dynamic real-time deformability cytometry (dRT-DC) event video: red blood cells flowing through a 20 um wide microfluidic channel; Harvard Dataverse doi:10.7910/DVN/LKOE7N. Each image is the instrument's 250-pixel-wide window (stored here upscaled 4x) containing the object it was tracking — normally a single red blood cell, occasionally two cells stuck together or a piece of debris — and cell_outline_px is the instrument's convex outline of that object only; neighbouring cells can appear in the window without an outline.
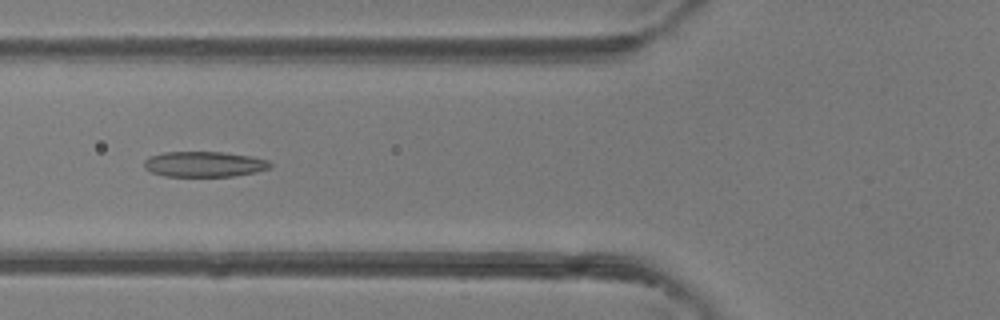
{"species": "common noctule bat (a hibernating species)", "species_latin": "Nyctalus noctula", "temperature_condition": "room temperature", "stored_images_in_passage": 46, "camera_frame_rate_fps": 3000, "um_per_image_px": 0.085, "animal": {"sex": "female"}, "frame": {"image": 1, "passage_image": 18, "time_ms": 5.667, "image_size_px": [1000, 320], "cell_outline_px": [[272, 168], [256, 172], [232, 176], [164, 176], [152, 172], [144, 168], [144, 160], [148, 156], [164, 152], [224, 152], [252, 156], [268, 160], [272, 164]], "centroid_in_image_um": [17.37, 13.95], "position_along_channel_um": 108.4, "area_um2": 18.84}}
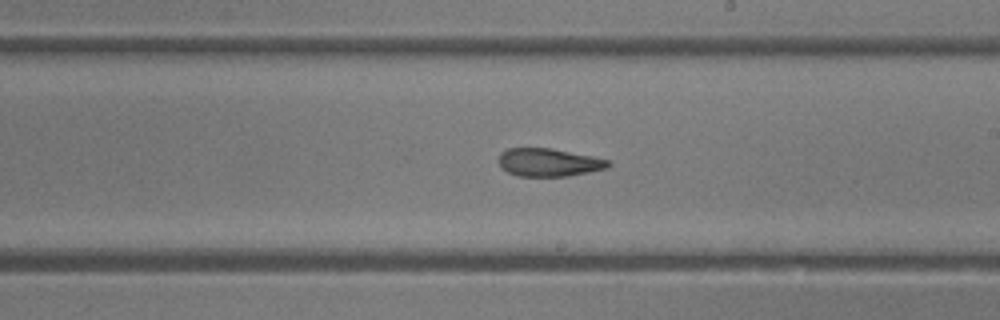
{"frame": {"image": 2, "passage_image": 27, "time_ms": 8.667, "image_size_px": [1000, 320], "cell_outline_px": [[612, 164], [608, 168], [568, 176], [516, 176], [500, 168], [500, 152], [508, 148], [552, 148], [612, 160]], "centroid_in_image_um": [46.67, 13.8], "position_along_channel_um": 242.3, "area_um2": 18.03}}
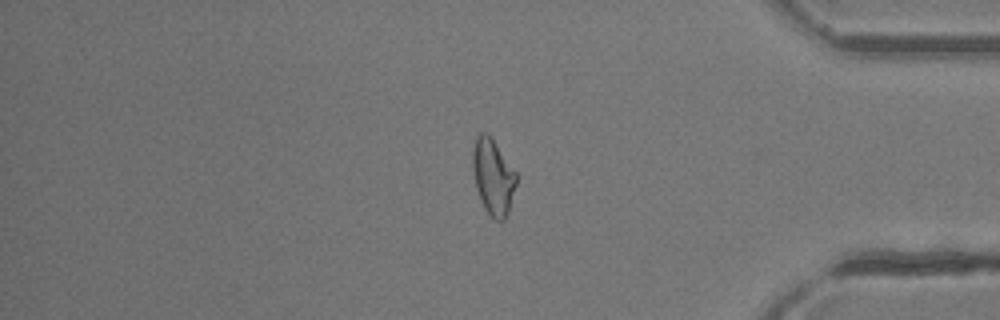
{"frame": {"image": 3, "passage_image": 39, "time_ms": 12.667, "image_size_px": [1000, 320], "cell_outline_px": [[516, 184], [508, 212], [504, 220], [496, 220], [484, 208], [480, 200], [476, 188], [472, 168], [472, 152], [476, 136], [480, 132], [488, 132], [492, 136], [516, 172]], "centroid_in_image_um": [41.89, 14.97], "position_along_channel_um": 393.3, "area_um2": 19.36}, "authors_computed_cell_mechanics": {"area_um2": 19.5075, "velocity_mm_per_s": 4.4589, "shape_relaxation_time_tau1_ms": null, "shape_relaxation_time_tau2_ms": 2.1671, "deformation_change_tau1": null, "deformation_change_tau2": 0.1076}}